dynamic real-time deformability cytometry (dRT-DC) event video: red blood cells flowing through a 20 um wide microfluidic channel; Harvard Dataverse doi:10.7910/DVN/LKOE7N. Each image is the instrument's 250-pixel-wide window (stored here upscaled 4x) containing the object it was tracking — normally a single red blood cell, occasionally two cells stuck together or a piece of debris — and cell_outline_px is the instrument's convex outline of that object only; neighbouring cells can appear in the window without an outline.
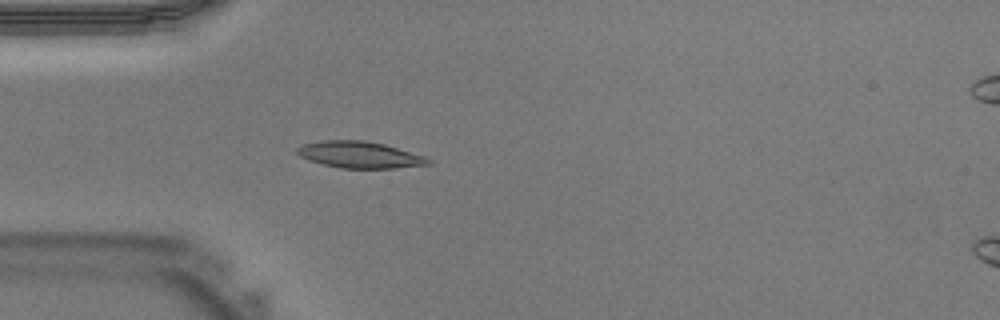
{"species": "Egyptian fruit bat (a non-hibernating species)", "species_latin": "Rousettus aegyptiacus", "temperature_condition": "warm", "stored_images_in_passage": 5, "camera_frame_rate_fps": 3000, "um_per_image_px": 0.085, "animal": {"sex": "male"}, "frame": {"image": 1, "passage_image": 1, "time_ms": 0.0, "image_size_px": [1000, 320], "cell_outline_px": [[432, 164], [392, 168], [340, 168], [308, 160], [300, 156], [296, 152], [296, 148], [304, 144], [320, 140], [364, 140], [384, 144], [424, 156], [432, 160]], "centroid_in_image_um": [30.56, 13.15], "position_along_channel_um": 54.4, "area_um2": 20.23}}